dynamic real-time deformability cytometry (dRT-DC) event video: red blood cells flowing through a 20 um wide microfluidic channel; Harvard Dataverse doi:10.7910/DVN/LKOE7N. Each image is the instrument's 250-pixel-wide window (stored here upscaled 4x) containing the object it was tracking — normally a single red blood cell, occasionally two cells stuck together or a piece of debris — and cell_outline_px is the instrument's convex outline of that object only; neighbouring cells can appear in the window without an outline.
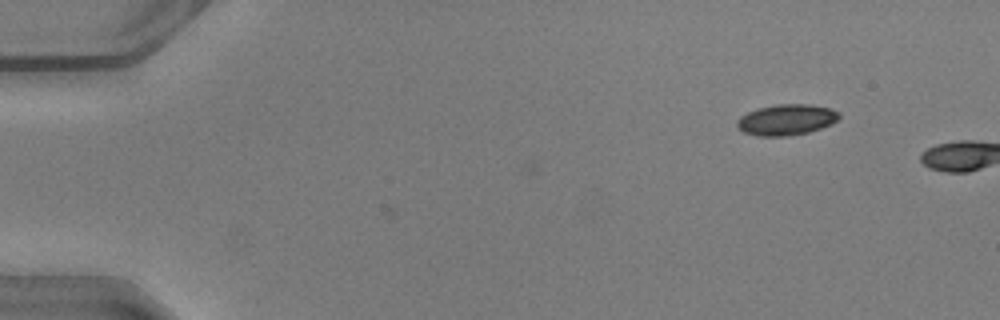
{"species": "common noctule bat (a hibernating species)", "species_latin": "Nyctalus noctula", "temperature_condition": "warm", "stored_images_in_passage": 3, "camera_frame_rate_fps": 3000, "um_per_image_px": 0.085, "animal": {"sex": "male", "body_mass_g": 20.5, "forearm_length_mm": 52.5}, "frame": {"image": 1, "passage_image": 1, "time_ms": 0.0, "image_size_px": [1000, 320], "cell_outline_px": [[840, 116], [832, 124], [808, 132], [788, 136], [756, 136], [744, 132], [736, 128], [736, 120], [740, 116], [748, 112], [760, 108], [776, 104], [808, 104], [832, 108], [840, 112]], "centroid_in_image_um": [66.83, 10.18], "position_along_channel_um": 18.2, "area_um2": 18.5}}